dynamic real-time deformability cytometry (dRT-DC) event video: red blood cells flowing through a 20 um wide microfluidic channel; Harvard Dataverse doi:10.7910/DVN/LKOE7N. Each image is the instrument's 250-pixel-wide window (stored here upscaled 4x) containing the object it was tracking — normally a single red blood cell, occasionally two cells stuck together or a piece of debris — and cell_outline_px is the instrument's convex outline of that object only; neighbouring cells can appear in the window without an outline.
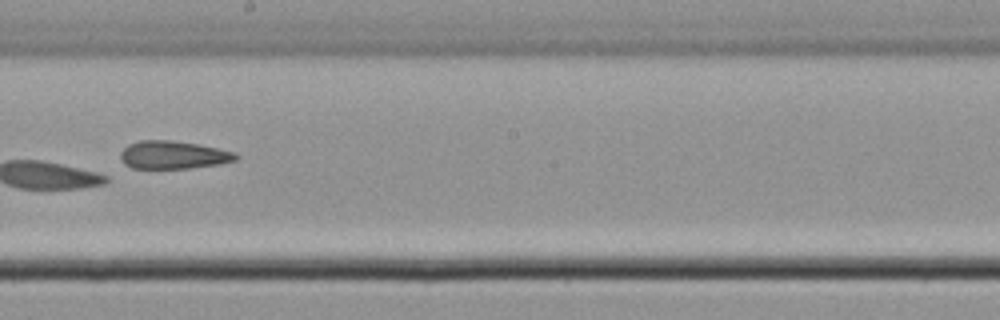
{"species": "common noctule bat (a hibernating species)", "species_latin": "Nyctalus noctula", "temperature_condition": "cold", "stored_images_in_passage": 7, "camera_frame_rate_fps": 3000, "um_per_image_px": 0.085, "animal": {"sex": "male", "body_mass_g": 21.5, "forearm_length_mm": 52.0}, "frame": {"image": 1, "passage_image": 6, "time_ms": 7.0, "image_size_px": [1000, 320], "cell_outline_px": [[240, 156], [236, 160], [220, 164], [192, 168], [132, 168], [124, 164], [120, 160], [120, 152], [128, 144], [140, 140], [168, 140], [196, 144], [236, 152]], "centroid_in_image_um": [14.72, 13.17], "position_along_channel_um": 233.5, "area_um2": 18.84}}